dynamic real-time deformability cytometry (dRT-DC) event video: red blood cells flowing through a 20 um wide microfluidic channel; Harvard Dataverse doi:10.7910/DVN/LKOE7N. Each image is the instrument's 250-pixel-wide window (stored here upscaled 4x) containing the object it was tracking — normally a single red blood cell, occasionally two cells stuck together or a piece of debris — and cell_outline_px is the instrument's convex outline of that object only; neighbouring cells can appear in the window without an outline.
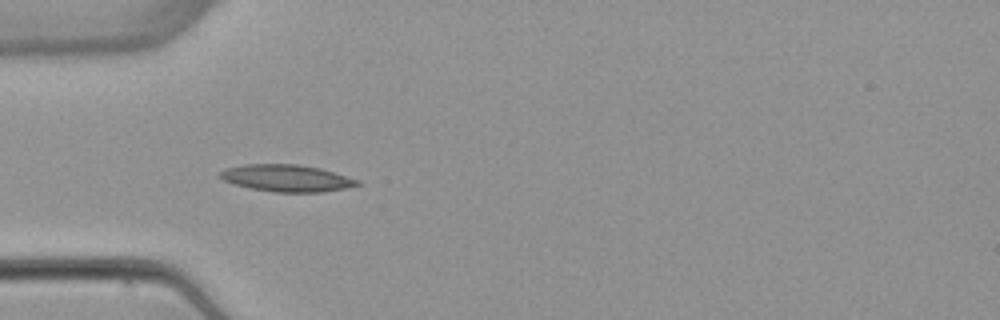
{"species": "common noctule bat (a hibernating species)", "species_latin": "Nyctalus noctula", "temperature_condition": "warm", "stored_images_in_passage": 5, "camera_frame_rate_fps": 3000, "um_per_image_px": 0.085, "animal": {"sex": "female", "body_mass_g": 22.7, "forearm_length_mm": 54.2}, "frame": {"image": 1, "passage_image": 4, "time_ms": 5.0, "image_size_px": [1000, 320], "cell_outline_px": [[360, 184], [344, 188], [324, 192], [276, 192], [252, 188], [232, 184], [216, 176], [224, 168], [244, 164], [296, 164], [320, 168], [360, 180]], "centroid_in_image_um": [24.32, 15.13], "position_along_channel_um": 60.7, "area_um2": 21.56}}
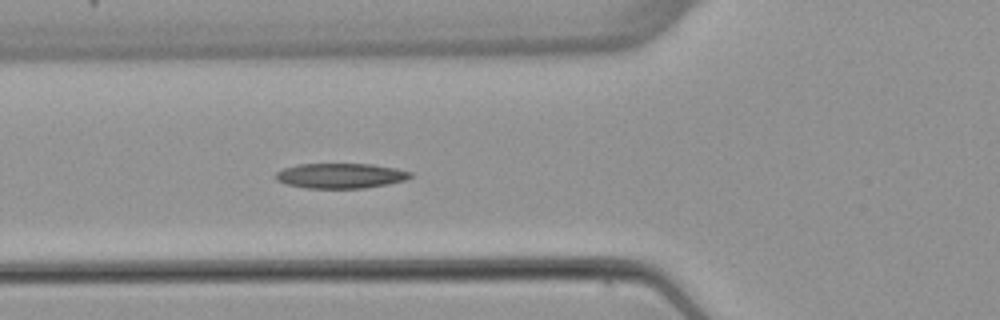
{"frame": {"image": 2, "passage_image": 5, "time_ms": 6.0, "image_size_px": [1000, 320], "cell_outline_px": [[412, 176], [404, 180], [388, 184], [364, 188], [308, 188], [288, 184], [276, 180], [272, 176], [276, 172], [284, 168], [296, 164], [372, 164], [396, 168], [412, 172]], "centroid_in_image_um": [28.93, 14.93], "position_along_channel_um": 96.9, "area_um2": 19.71}}